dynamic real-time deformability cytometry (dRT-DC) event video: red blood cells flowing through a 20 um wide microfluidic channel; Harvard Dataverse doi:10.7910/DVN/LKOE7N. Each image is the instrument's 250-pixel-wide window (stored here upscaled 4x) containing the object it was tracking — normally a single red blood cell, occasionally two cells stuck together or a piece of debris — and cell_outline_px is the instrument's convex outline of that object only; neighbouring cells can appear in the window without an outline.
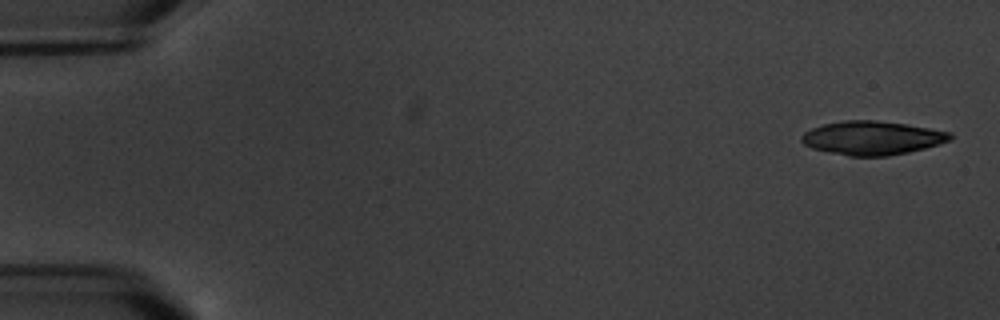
{"species": "common noctule bat (a hibernating species)", "species_latin": "Nyctalus noctula", "temperature_condition": "warm", "stored_images_in_passage": 5, "camera_frame_rate_fps": 3000, "um_per_image_px": 0.085, "animal": {"sex": "male", "body_mass_g": 20.1, "forearm_length_mm": 53.5}, "frame": {"image": 1, "passage_image": 1, "time_ms": 0.0, "image_size_px": [1000, 320], "cell_outline_px": [[952, 140], [924, 148], [908, 152], [888, 156], [848, 156], [828, 152], [812, 148], [804, 144], [800, 140], [800, 136], [804, 132], [812, 128], [824, 124], [844, 120], [876, 120], [908, 124], [952, 132]], "centroid_in_image_um": [74.13, 11.72], "position_along_channel_um": 10.9, "area_um2": 29.36}}
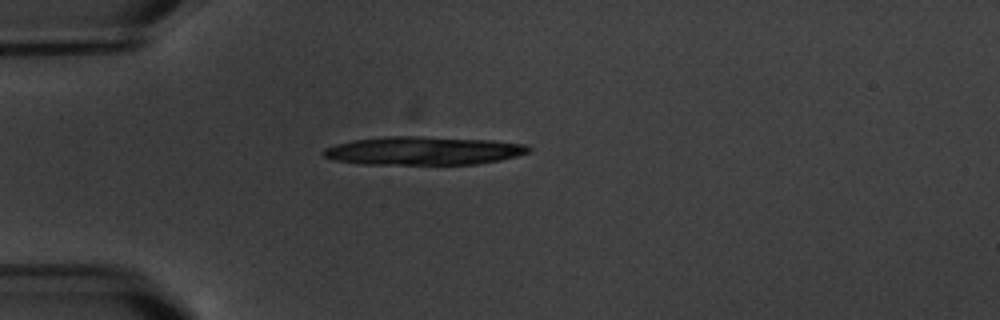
{"frame": {"image": 2, "passage_image": 5, "time_ms": 4.667, "image_size_px": [1000, 320], "cell_outline_px": [[532, 148], [528, 152], [516, 156], [500, 160], [476, 164], [360, 164], [336, 160], [324, 156], [320, 152], [324, 148], [336, 144], [352, 140], [388, 136], [420, 136], [492, 140], [528, 144]], "centroid_in_image_um": [35.99, 12.81], "position_along_channel_um": 49.0, "area_um2": 34.04}}